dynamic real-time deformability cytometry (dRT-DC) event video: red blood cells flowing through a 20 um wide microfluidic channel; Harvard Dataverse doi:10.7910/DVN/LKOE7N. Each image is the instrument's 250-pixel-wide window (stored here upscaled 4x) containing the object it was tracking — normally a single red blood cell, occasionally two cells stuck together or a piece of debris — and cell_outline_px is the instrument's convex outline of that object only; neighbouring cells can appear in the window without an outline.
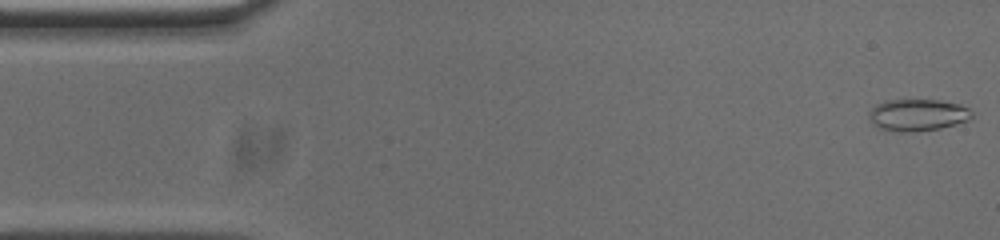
{"species": "common noctule bat (a hibernating species)", "species_latin": "Nyctalus noctula", "temperature_condition": "cold", "stored_images_in_passage": 53, "camera_frame_rate_fps": 3000, "um_per_image_px": 0.085, "animal": {"sex": "male", "body_mass_g": 20.0, "forearm_length_mm": 53.3}, "frame": {"image": 1, "passage_image": 1, "time_ms": 0.0, "image_size_px": [1000, 240], "cell_outline_px": [[972, 116], [968, 120], [956, 124], [940, 128], [908, 132], [896, 132], [880, 128], [872, 124], [868, 120], [868, 112], [876, 104], [884, 100], [936, 100], [960, 104], [968, 108], [972, 112]], "centroid_in_image_um": [77.95, 9.77], "position_along_channel_um": 7.1, "area_um2": 19.19}}
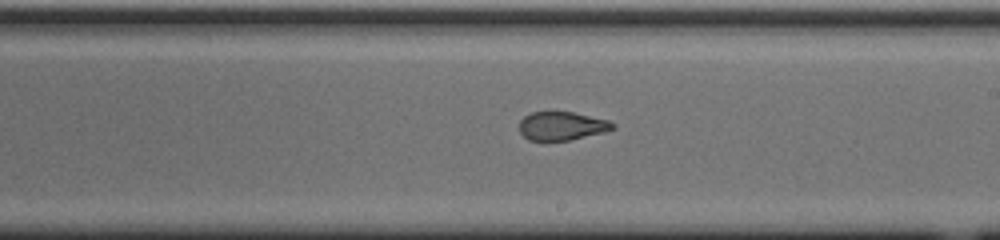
{"frame": {"image": 2, "passage_image": 29, "time_ms": 9.333, "image_size_px": [1000, 240], "cell_outline_px": [[616, 128], [604, 132], [568, 140], [544, 144], [528, 140], [520, 132], [520, 120], [524, 116], [532, 112], [572, 112], [608, 120], [616, 124]], "centroid_in_image_um": [47.72, 10.75], "position_along_channel_um": 241.3, "area_um2": 15.95}}
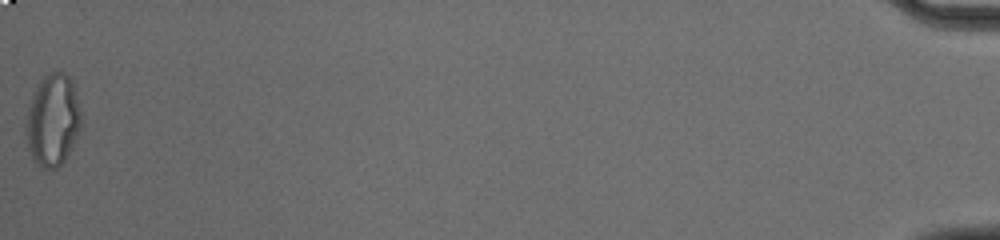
{"frame": {"image": 3, "passage_image": 53, "time_ms": 17.333, "image_size_px": [1000, 240], "cell_outline_px": [[80, 128], [72, 148], [64, 160], [56, 168], [44, 168], [32, 160], [28, 148], [24, 132], [24, 128], [28, 108], [32, 92], [40, 80], [44, 76], [52, 72], [60, 72], [68, 76], [72, 80], [80, 112]], "centroid_in_image_um": [4.44, 10.22], "position_along_channel_um": 430.8, "area_um2": 29.59}, "authors_computed_cell_mechanics": {"area_um2": 18.0336, "velocity_mm_per_s": 3.7657, "shape_relaxation_time_tau1_ms": null, "shape_relaxation_time_tau2_ms": 1.5125, "deformation_change_tau1": null, "deformation_change_tau2": 0.0788}}